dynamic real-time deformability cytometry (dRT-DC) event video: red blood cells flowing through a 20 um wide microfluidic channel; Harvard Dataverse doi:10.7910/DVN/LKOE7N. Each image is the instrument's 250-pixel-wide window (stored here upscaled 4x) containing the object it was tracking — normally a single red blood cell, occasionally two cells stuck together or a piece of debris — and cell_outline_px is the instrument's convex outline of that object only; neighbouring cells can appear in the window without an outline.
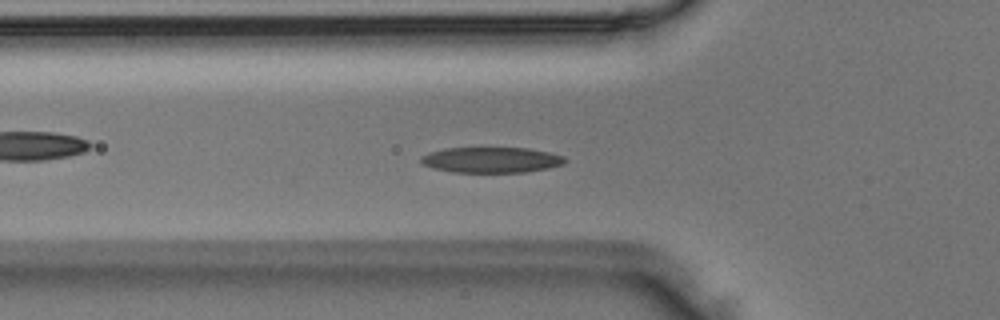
{"species": "Egyptian fruit bat (a non-hibernating species)", "species_latin": "Rousettus aegyptiacus", "temperature_condition": "room temperature", "stored_images_in_passage": 48, "camera_frame_rate_fps": 3000, "um_per_image_px": 0.085, "animal": {"sex": "male"}, "frame": {"image": 1, "passage_image": 15, "time_ms": 4.667, "image_size_px": [1000, 320], "cell_outline_px": [[568, 160], [564, 164], [548, 168], [524, 172], [452, 172], [432, 168], [420, 164], [420, 156], [428, 152], [448, 148], [528, 148], [548, 152], [564, 156]], "centroid_in_image_um": [41.73, 13.59], "position_along_channel_um": 84.1, "area_um2": 21.62}}
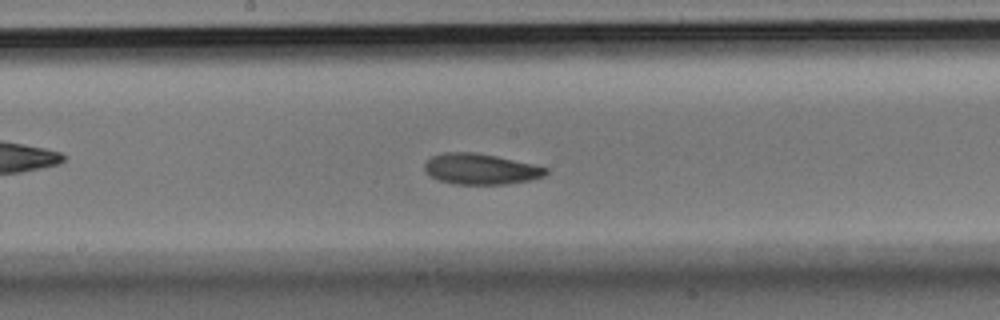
{"frame": {"image": 2, "passage_image": 24, "time_ms": 7.667, "image_size_px": [1000, 320], "cell_outline_px": [[548, 172], [544, 176], [532, 180], [504, 184], [452, 184], [440, 180], [424, 172], [424, 164], [432, 156], [444, 152], [476, 152], [496, 156], [532, 164], [548, 168]], "centroid_in_image_um": [40.85, 14.37], "position_along_channel_um": 207.4, "area_um2": 21.73}}
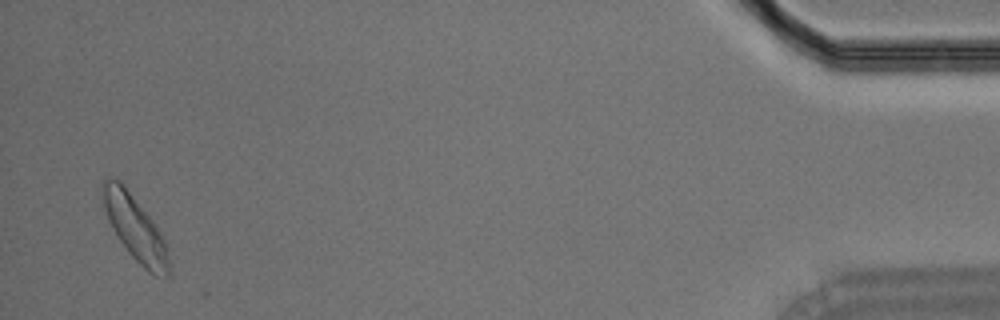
{"frame": {"image": 3, "passage_image": 46, "time_ms": 15.0, "image_size_px": [1000, 320], "cell_outline_px": [[172, 268], [168, 276], [156, 276], [148, 272], [128, 252], [116, 236], [108, 220], [104, 208], [100, 188], [100, 184], [108, 176], [120, 180], [124, 184], [160, 232], [164, 240], [172, 264]], "centroid_in_image_um": [11.47, 19.39], "position_along_channel_um": 423.7, "area_um2": 25.14}}